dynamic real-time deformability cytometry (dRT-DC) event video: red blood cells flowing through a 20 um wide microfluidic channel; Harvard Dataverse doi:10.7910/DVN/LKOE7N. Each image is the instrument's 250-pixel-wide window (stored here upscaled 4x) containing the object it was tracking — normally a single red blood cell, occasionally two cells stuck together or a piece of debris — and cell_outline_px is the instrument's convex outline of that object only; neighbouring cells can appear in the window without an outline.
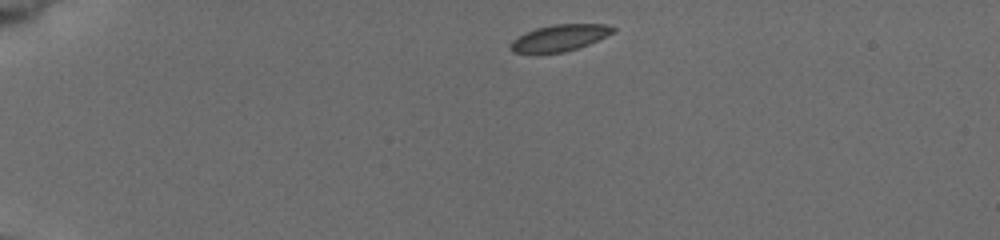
{"species": "common noctule bat (a hibernating species)", "species_latin": "Nyctalus noctula", "temperature_condition": "cold", "stored_images_in_passage": 28, "camera_frame_rate_fps": 3000, "um_per_image_px": 0.085, "animal": {"sex": "female", "body_mass_g": 19.5, "forearm_length_mm": 54.1}, "frame": {"image": 1, "passage_image": 1, "time_ms": 0.0, "image_size_px": [1000, 240], "cell_outline_px": [[616, 28], [612, 32], [588, 44], [564, 52], [512, 52], [512, 40], [536, 28], [556, 24], [604, 24]], "centroid_in_image_um": [47.58, 3.2], "position_along_channel_um": 37.4, "area_um2": 15.09}}
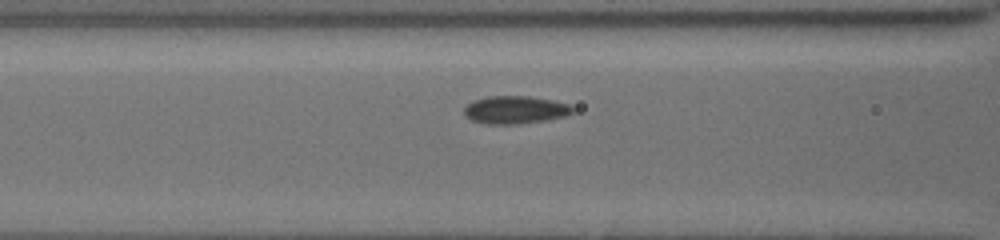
{"frame": {"image": 2, "passage_image": 19, "time_ms": 4.0, "image_size_px": [1000, 240], "cell_outline_px": [[576, 108], [572, 112], [564, 116], [544, 120], [516, 124], [488, 124], [472, 120], [464, 116], [464, 108], [472, 100], [488, 96], [528, 96], [552, 100], [568, 104]], "centroid_in_image_um": [43.76, 9.33], "position_along_channel_um": 122.8, "area_um2": 17.51}}
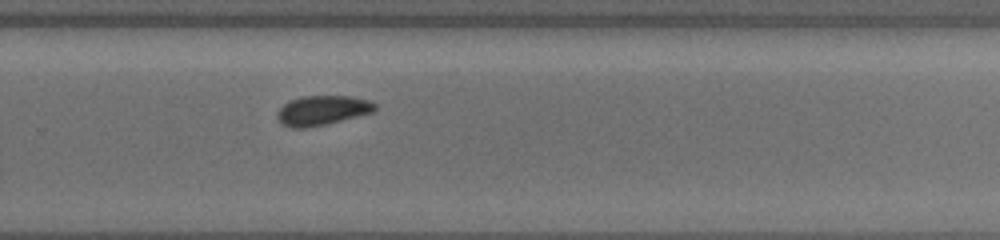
{"frame": {"image": 3, "passage_image": 28, "time_ms": 8.667, "image_size_px": [1000, 240], "cell_outline_px": [[376, 108], [372, 112], [324, 124], [304, 128], [292, 128], [284, 124], [276, 116], [276, 112], [284, 104], [292, 100], [304, 96], [352, 96], [368, 100], [376, 104]], "centroid_in_image_um": [27.38, 9.37], "position_along_channel_um": 302.4, "area_um2": 16.47}}